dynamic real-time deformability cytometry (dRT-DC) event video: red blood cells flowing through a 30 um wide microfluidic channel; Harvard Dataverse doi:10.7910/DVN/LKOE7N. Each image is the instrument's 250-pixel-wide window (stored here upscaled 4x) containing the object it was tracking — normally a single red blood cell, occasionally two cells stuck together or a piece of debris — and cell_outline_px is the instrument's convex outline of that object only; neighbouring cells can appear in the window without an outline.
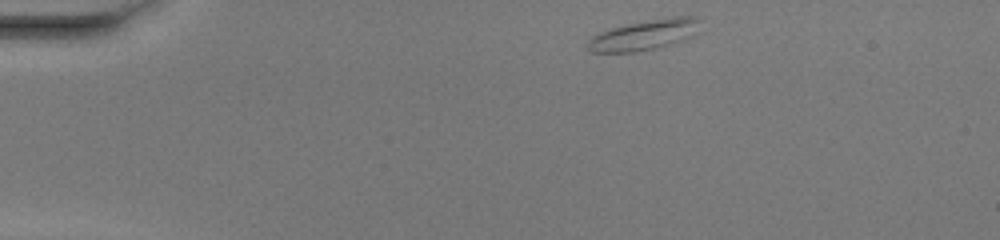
{"species": "common noctule bat (a hibernating species)", "species_latin": "Nyctalus noctula", "temperature_condition": "warm", "stored_images_in_passage": 42, "camera_frame_rate_fps": 3000, "um_per_image_px": 0.085, "animal": {"sex": "female", "body_mass_g": 20.0, "forearm_length_mm": 54.0}, "frame": {"image": 1, "passage_image": 1, "time_ms": 0.0, "image_size_px": [1000, 240], "cell_outline_px": [[700, 32], [684, 40], [656, 48], [636, 52], [592, 52], [588, 48], [588, 40], [592, 36], [600, 32], [612, 28], [628, 24], [672, 16], [696, 16], [700, 20]], "centroid_in_image_um": [54.84, 2.96], "position_along_channel_um": 30.2, "area_um2": 19.94}}
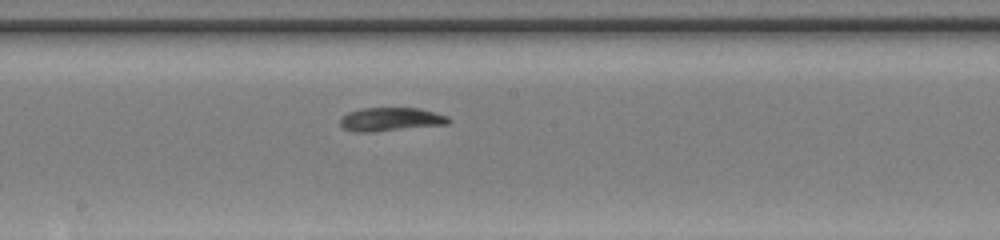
{"frame": {"image": 2, "passage_image": 20, "time_ms": 6.333, "image_size_px": [1000, 240], "cell_outline_px": [[452, 120], [448, 124], [372, 132], [356, 132], [344, 128], [340, 124], [340, 116], [348, 112], [360, 108], [420, 108], [448, 116]], "centroid_in_image_um": [33.2, 10.14], "position_along_channel_um": 215.0, "area_um2": 14.97}}
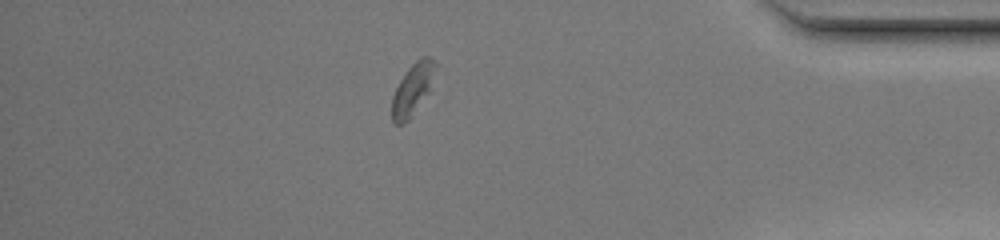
{"frame": {"image": 3, "passage_image": 36, "time_ms": 11.667, "image_size_px": [1000, 240], "cell_outline_px": [[440, 64], [428, 92], [408, 120], [404, 124], [392, 124], [392, 96], [400, 80], [408, 68], [420, 56], [428, 56]], "centroid_in_image_um": [35.1, 7.53], "position_along_channel_um": 400.1, "area_um2": 13.18}, "authors_computed_cell_mechanics": {"area_um2": 14.8546, "velocity_mm_per_s": 4.0478, "shape_relaxation_time_tau1_ms": 7.7949, "shape_relaxation_time_tau2_ms": 10.0822, "deformation_change_tau1": 0.22, "deformation_change_tau2": 0.2168}}